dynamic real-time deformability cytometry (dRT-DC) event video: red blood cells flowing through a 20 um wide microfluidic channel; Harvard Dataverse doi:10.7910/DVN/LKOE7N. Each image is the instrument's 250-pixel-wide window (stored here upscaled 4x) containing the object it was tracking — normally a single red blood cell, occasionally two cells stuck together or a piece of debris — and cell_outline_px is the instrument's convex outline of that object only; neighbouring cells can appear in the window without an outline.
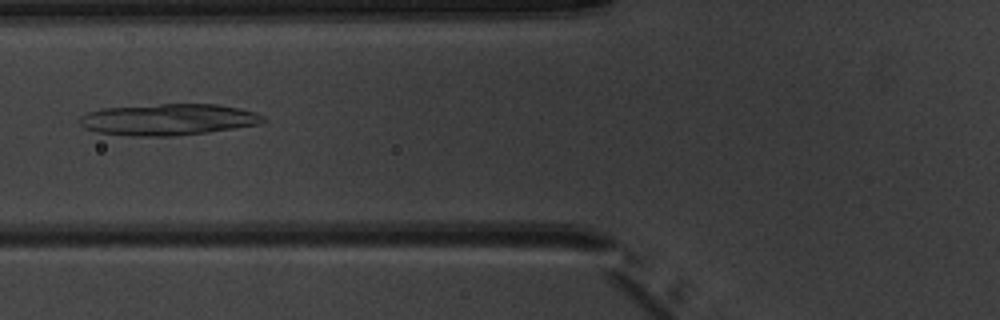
{"species": "common noctule bat (a hibernating species)", "species_latin": "Nyctalus noctula", "temperature_condition": "warm", "stored_images_in_passage": 6, "camera_frame_rate_fps": 3000, "um_per_image_px": 0.085, "animal": {"sex": "male", "body_mass_g": 20.1, "forearm_length_mm": 53.5}, "frame": {"image": 1, "passage_image": 6, "time_ms": 6.667, "image_size_px": [1000, 320], "cell_outline_px": [[268, 120], [260, 124], [208, 132], [172, 136], [132, 136], [96, 132], [84, 128], [80, 124], [80, 116], [88, 112], [104, 108], [160, 104], [216, 104], [240, 108], [256, 112], [264, 116]], "centroid_in_image_um": [14.33, 10.16], "position_along_channel_um": 111.5, "area_um2": 33.7}}